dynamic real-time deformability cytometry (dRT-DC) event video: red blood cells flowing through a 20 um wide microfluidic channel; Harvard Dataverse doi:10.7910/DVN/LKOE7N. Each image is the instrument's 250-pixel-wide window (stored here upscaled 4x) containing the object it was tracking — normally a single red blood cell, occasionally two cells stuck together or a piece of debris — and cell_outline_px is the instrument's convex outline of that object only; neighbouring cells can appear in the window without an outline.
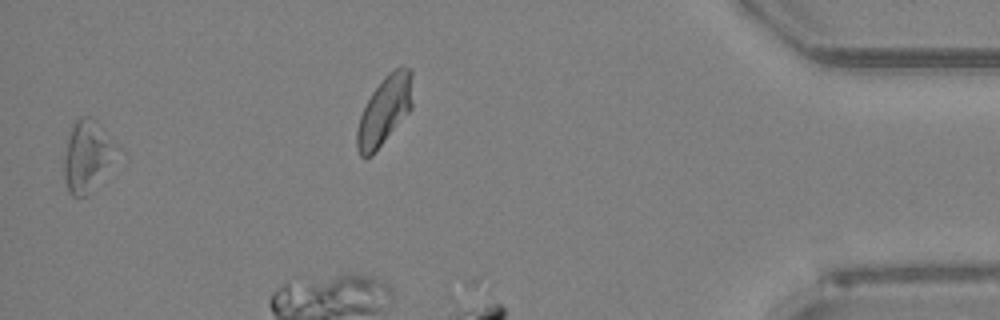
{"species": "Egyptian fruit bat (a non-hibernating species)", "species_latin": "Rousettus aegyptiacus", "temperature_condition": "room temperature", "stored_images_in_passage": 34, "camera_frame_rate_fps": 3000, "um_per_image_px": 0.085, "animal": {"sex": "female"}, "frame": {"image": 1, "passage_image": 33, "time_ms": 10.667, "image_size_px": [1000, 320], "cell_outline_px": [[108, 148], [104, 164], [88, 196], [72, 196], [68, 192], [64, 180], [64, 156], [68, 136], [72, 124], [80, 116], [88, 116], [96, 120], [100, 124], [108, 144]], "centroid_in_image_um": [7.15, 13.24], "position_along_channel_um": 428.0, "area_um2": 19.25}}